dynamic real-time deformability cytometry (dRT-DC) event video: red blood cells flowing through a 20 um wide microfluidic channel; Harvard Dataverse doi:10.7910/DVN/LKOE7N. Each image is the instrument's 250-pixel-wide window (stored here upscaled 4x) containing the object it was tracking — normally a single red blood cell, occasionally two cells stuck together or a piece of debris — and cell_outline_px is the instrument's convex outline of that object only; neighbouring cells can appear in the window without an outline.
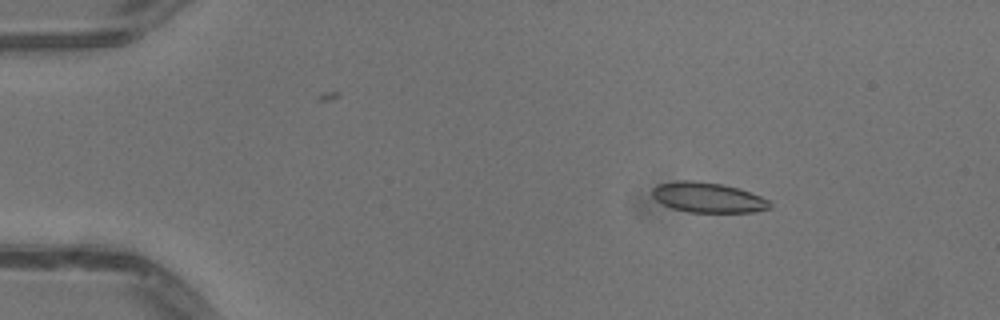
{"species": "common noctule bat (a hibernating species)", "species_latin": "Nyctalus noctula", "temperature_condition": "warm", "stored_images_in_passage": 44, "camera_frame_rate_fps": 3000, "um_per_image_px": 0.085, "animal": {"sex": "male", "body_mass_g": 13.3}, "frame": {"image": 1, "passage_image": 1, "time_ms": 0.0, "image_size_px": [1000, 320], "cell_outline_px": [[772, 208], [756, 212], [688, 212], [672, 208], [656, 200], [652, 196], [652, 188], [656, 184], [676, 180], [696, 180], [720, 184], [740, 188], [760, 196], [768, 200], [772, 204]], "centroid_in_image_um": [60.17, 16.78], "position_along_channel_um": 24.8, "area_um2": 20.87}}
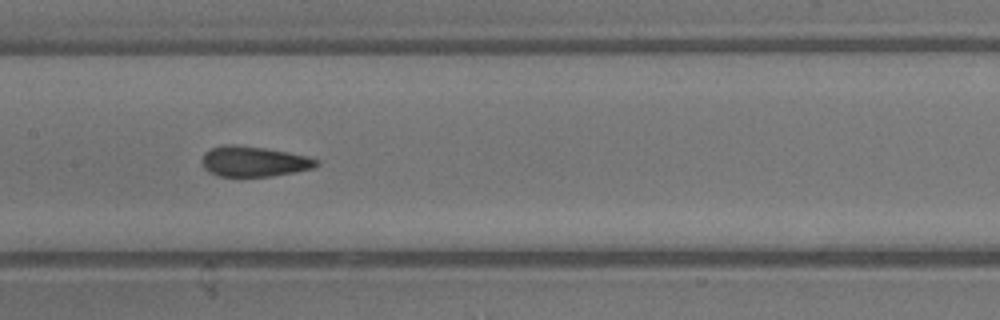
{"frame": {"image": 2, "passage_image": 19, "time_ms": 6.0, "image_size_px": [1000, 320], "cell_outline_px": [[320, 164], [312, 168], [296, 172], [272, 176], [216, 176], [208, 172], [204, 168], [200, 160], [204, 152], [212, 148], [224, 144], [232, 144], [264, 148], [288, 152], [308, 156], [320, 160]], "centroid_in_image_um": [21.57, 13.72], "position_along_channel_um": 185.8, "area_um2": 20.46}}
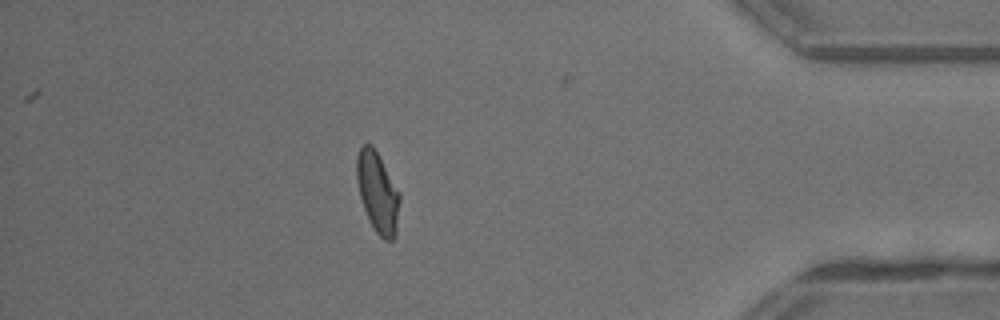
{"frame": {"image": 3, "passage_image": 38, "time_ms": 12.333, "image_size_px": [1000, 320], "cell_outline_px": [[400, 200], [396, 236], [392, 240], [384, 240], [376, 232], [364, 208], [360, 196], [356, 176], [356, 156], [360, 148], [364, 144], [372, 144], [400, 192]], "centroid_in_image_um": [32.11, 16.34], "position_along_channel_um": 403.1, "area_um2": 20.06}, "authors_computed_cell_mechanics": {"area_um2": 20.4323, "velocity_mm_per_s": 4.0897, "shape_relaxation_time_tau1_ms": 8.0304, "shape_relaxation_time_tau2_ms": 1.1372, "deformation_change_tau1": 0.1837, "deformation_change_tau2": 0.0714}}